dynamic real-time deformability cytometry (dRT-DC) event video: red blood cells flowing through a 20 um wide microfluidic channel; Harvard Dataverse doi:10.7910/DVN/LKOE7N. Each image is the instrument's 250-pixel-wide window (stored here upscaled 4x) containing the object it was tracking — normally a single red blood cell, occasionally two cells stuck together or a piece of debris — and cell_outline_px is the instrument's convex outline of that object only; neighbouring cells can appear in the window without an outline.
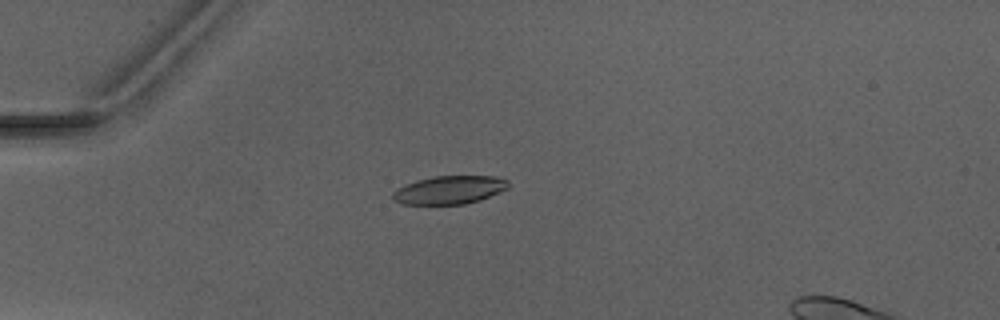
{"species": "Egyptian fruit bat (a non-hibernating species)", "species_latin": "Rousettus aegyptiacus", "temperature_condition": "warm", "stored_images_in_passage": 7, "camera_frame_rate_fps": 3000, "um_per_image_px": 0.085, "animal": {"sex": "male"}, "frame": {"image": 1, "passage_image": 4, "time_ms": 3.667, "image_size_px": [1000, 320], "cell_outline_px": [[508, 188], [480, 200], [464, 204], [400, 204], [392, 200], [392, 192], [396, 188], [404, 184], [416, 180], [432, 176], [496, 176], [508, 180]], "centroid_in_image_um": [38.14, 16.14], "position_along_channel_um": 46.9, "area_um2": 19.19}}
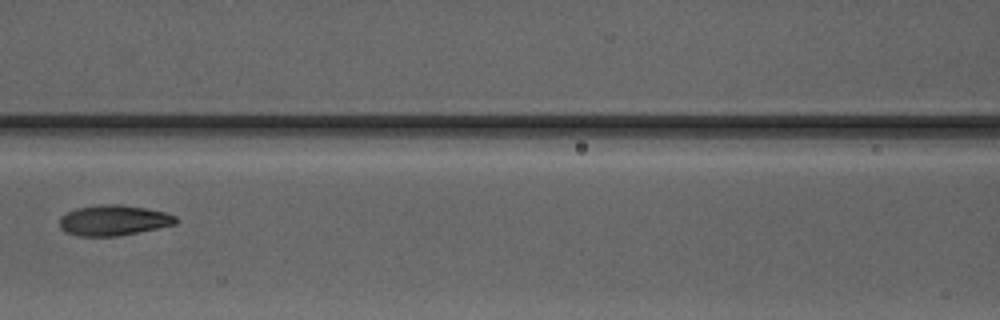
{"frame": {"image": 2, "passage_image": 7, "time_ms": 7.0, "image_size_px": [1000, 320], "cell_outline_px": [[180, 220], [176, 224], [116, 236], [76, 236], [64, 232], [60, 228], [60, 216], [76, 208], [100, 204], [120, 204], [148, 208], [164, 212], [176, 216]], "centroid_in_image_um": [9.64, 18.72], "position_along_channel_um": 157.0, "area_um2": 20.75}}